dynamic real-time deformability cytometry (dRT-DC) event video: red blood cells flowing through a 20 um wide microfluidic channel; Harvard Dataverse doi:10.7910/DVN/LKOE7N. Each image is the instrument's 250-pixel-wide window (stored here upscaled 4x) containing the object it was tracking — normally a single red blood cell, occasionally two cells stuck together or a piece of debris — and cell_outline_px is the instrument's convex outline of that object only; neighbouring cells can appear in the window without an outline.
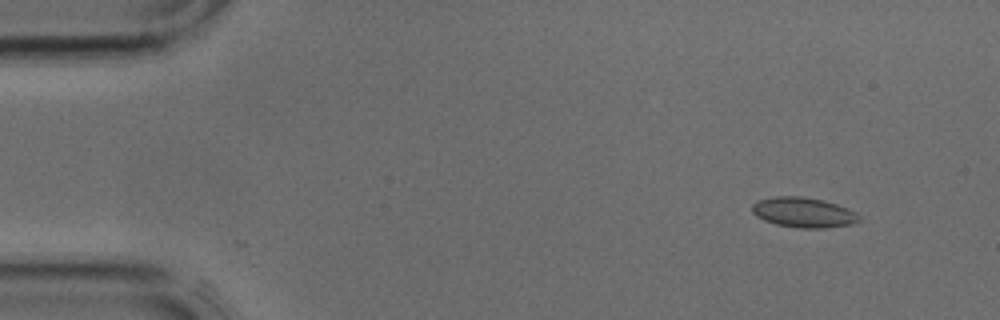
{"species": "common noctule bat (a hibernating species)", "species_latin": "Nyctalus noctula", "temperature_condition": "cold", "stored_images_in_passage": 2, "camera_frame_rate_fps": 3000, "um_per_image_px": 0.085, "animal": {"sex": "male", "body_mass_g": 17.9, "forearm_length_mm": 54.2}, "frame": {"image": 1, "passage_image": 2, "time_ms": 0.333, "image_size_px": [1000, 320], "cell_outline_px": [[860, 220], [852, 224], [824, 228], [800, 228], [776, 224], [764, 220], [756, 216], [752, 212], [752, 204], [756, 200], [772, 196], [800, 196], [824, 200], [848, 208], [856, 212], [860, 216]], "centroid_in_image_um": [68.28, 18.05], "position_along_channel_um": 16.7, "area_um2": 18.9}}